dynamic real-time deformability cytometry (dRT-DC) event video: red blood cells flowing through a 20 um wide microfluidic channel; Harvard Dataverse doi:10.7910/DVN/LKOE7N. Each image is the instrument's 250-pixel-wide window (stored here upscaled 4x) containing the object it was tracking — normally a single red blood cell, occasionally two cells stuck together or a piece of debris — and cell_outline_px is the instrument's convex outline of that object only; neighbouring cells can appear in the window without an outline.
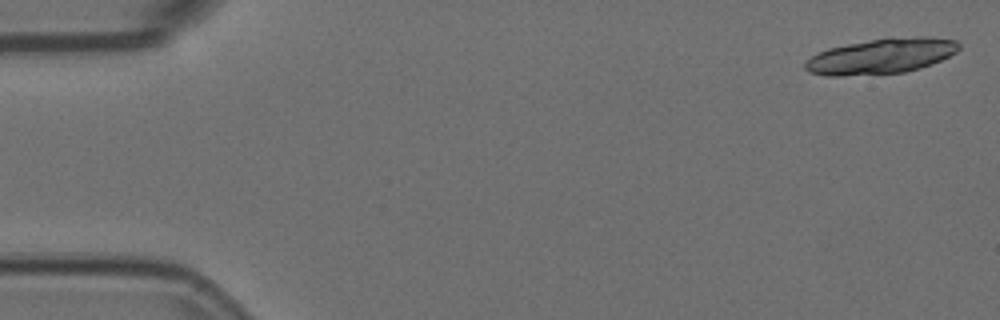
{"species": "Egyptian fruit bat (a non-hibernating species)", "species_latin": "Rousettus aegyptiacus", "temperature_condition": "room temperature", "stored_images_in_passage": 6, "camera_frame_rate_fps": 3000, "um_per_image_px": 0.085, "animal": {"sex": "female"}, "frame": {"image": 1, "passage_image": 1, "time_ms": 0.0, "image_size_px": [1000, 320], "cell_outline_px": [[960, 48], [956, 52], [940, 60], [920, 68], [904, 72], [840, 76], [824, 76], [808, 72], [804, 68], [804, 64], [812, 56], [828, 48], [888, 36], [928, 36], [956, 40], [960, 44]], "centroid_in_image_um": [74.91, 4.75], "position_along_channel_um": 10.1, "area_um2": 31.85}}